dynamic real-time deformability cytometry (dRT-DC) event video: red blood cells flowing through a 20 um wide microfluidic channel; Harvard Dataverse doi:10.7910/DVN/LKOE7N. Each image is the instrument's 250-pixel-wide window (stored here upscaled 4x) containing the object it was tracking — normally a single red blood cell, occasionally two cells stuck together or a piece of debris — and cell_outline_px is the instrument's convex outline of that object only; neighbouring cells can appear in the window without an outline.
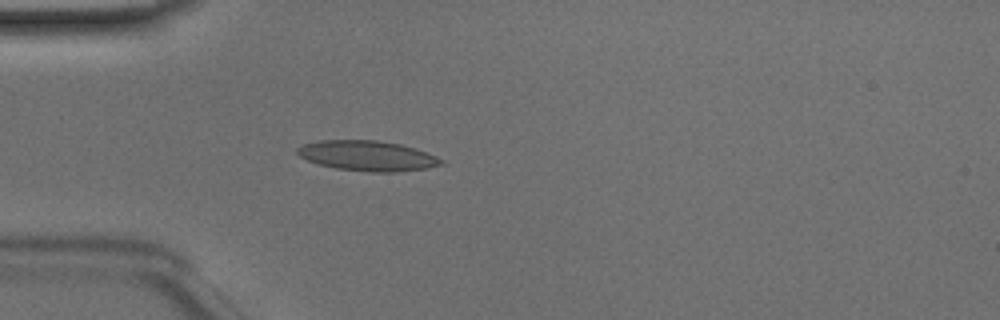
{"species": "Egyptian fruit bat (a non-hibernating species)", "species_latin": "Rousettus aegyptiacus", "temperature_condition": "room temperature", "stored_images_in_passage": 28, "camera_frame_rate_fps": 3000, "um_per_image_px": 0.085, "animal": {"sex": "male"}, "frame": {"image": 1, "passage_image": 1, "time_ms": 0.0, "image_size_px": [1000, 320], "cell_outline_px": [[444, 164], [424, 168], [396, 172], [372, 172], [336, 168], [320, 164], [308, 160], [300, 156], [296, 152], [296, 148], [304, 144], [320, 140], [376, 140], [400, 144], [416, 148], [436, 156], [444, 160]], "centroid_in_image_um": [31.24, 13.23], "position_along_channel_um": 53.8, "area_um2": 25.14}}
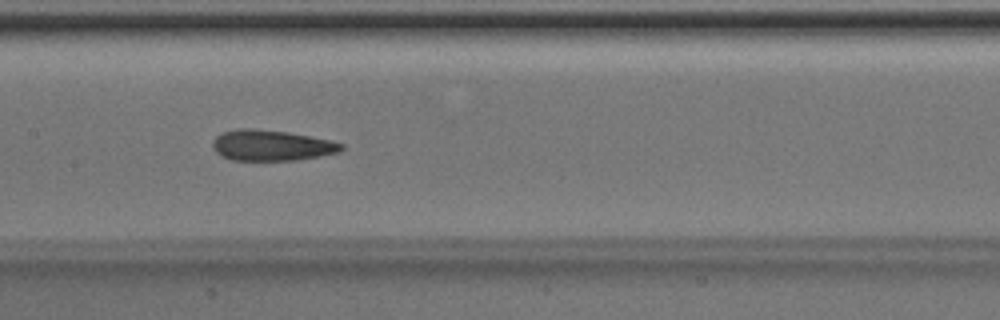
{"frame": {"image": 2, "passage_image": 11, "time_ms": 3.333, "image_size_px": [1000, 320], "cell_outline_px": [[344, 148], [340, 152], [320, 156], [296, 160], [232, 160], [220, 156], [212, 148], [212, 140], [216, 136], [224, 132], [240, 128], [252, 128], [288, 132], [332, 140], [344, 144]], "centroid_in_image_um": [23.08, 12.36], "position_along_channel_um": 184.3, "area_um2": 23.24}}
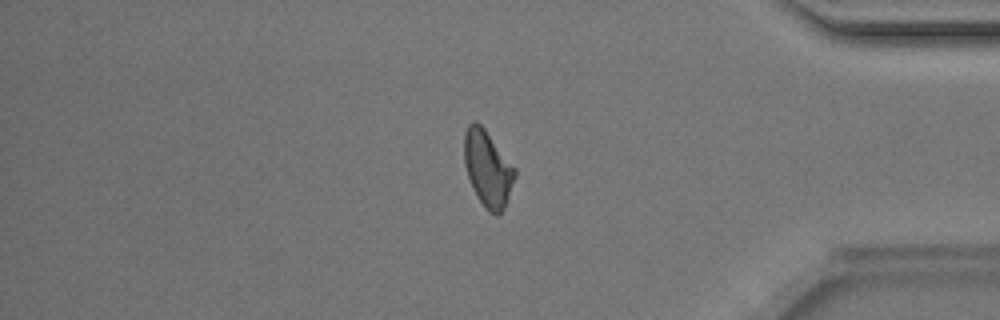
{"frame": {"image": 3, "passage_image": 28, "time_ms": 9.0, "image_size_px": [1000, 320], "cell_outline_px": [[516, 176], [504, 208], [500, 216], [496, 216], [488, 212], [484, 208], [476, 196], [472, 188], [464, 164], [464, 132], [468, 124], [472, 120], [476, 120], [484, 128], [516, 168]], "centroid_in_image_um": [41.45, 14.34], "position_along_channel_um": 393.8, "area_um2": 22.77}, "authors_computed_cell_mechanics": {"area_um2": 23.1778, "velocity_mm_per_s": 4.1495, "shape_relaxation_time_tau1_ms": 4.1935, "shape_relaxation_time_tau2_ms": 2.3197, "deformation_change_tau1": 0.1279, "deformation_change_tau2": 0.1163}}